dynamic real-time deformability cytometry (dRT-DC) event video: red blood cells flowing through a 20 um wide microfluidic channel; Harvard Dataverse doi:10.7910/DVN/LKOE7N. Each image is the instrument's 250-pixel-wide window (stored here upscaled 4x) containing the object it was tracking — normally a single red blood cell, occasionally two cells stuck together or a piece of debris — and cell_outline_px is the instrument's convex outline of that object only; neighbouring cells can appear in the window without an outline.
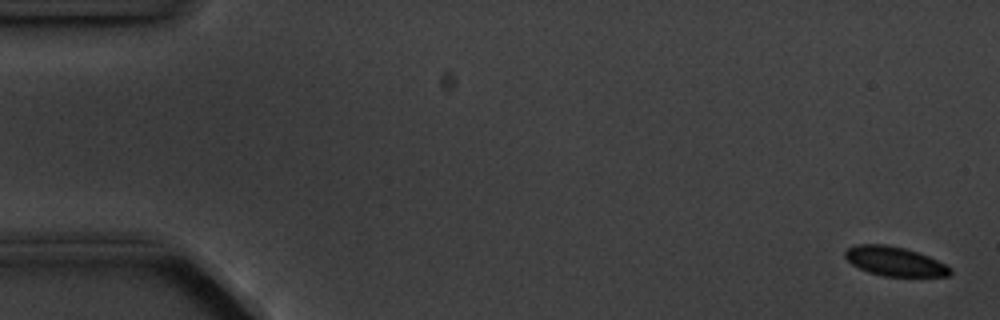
{"species": "common noctule bat (a hibernating species)", "species_latin": "Nyctalus noctula", "temperature_condition": "cold", "stored_images_in_passage": 15, "camera_frame_rate_fps": 3000, "um_per_image_px": 0.085, "animal": {"sex": "male", "body_mass_g": 20.1, "forearm_length_mm": 53.5}, "frame": {"image": 1, "passage_image": 1, "time_ms": 0.0, "image_size_px": [1000, 320], "cell_outline_px": [[952, 272], [948, 276], [884, 276], [868, 272], [852, 264], [844, 256], [844, 252], [848, 248], [856, 244], [884, 244], [904, 248], [928, 256], [952, 268]], "centroid_in_image_um": [76.03, 22.21], "position_along_channel_um": 9.0, "area_um2": 17.74}}
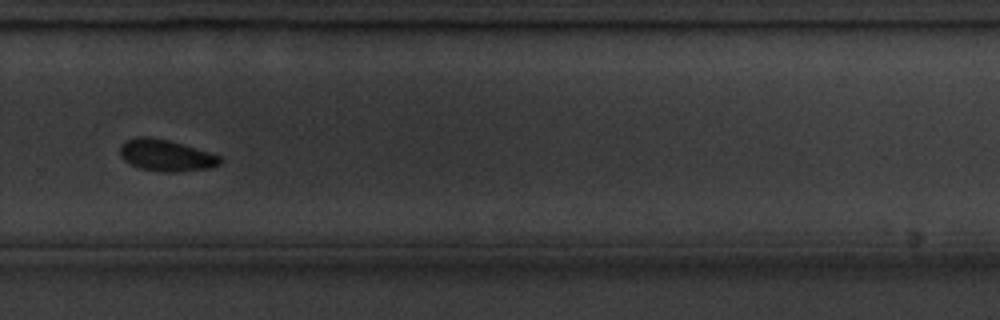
{"frame": {"image": 2, "passage_image": 11, "time_ms": 12.333, "image_size_px": [1000, 320], "cell_outline_px": [[220, 164], [208, 168], [172, 172], [164, 172], [140, 168], [124, 160], [120, 156], [120, 144], [136, 136], [148, 136], [168, 140], [208, 152], [220, 156]], "centroid_in_image_um": [14.06, 13.2], "position_along_channel_um": 315.7, "area_um2": 18.09}}
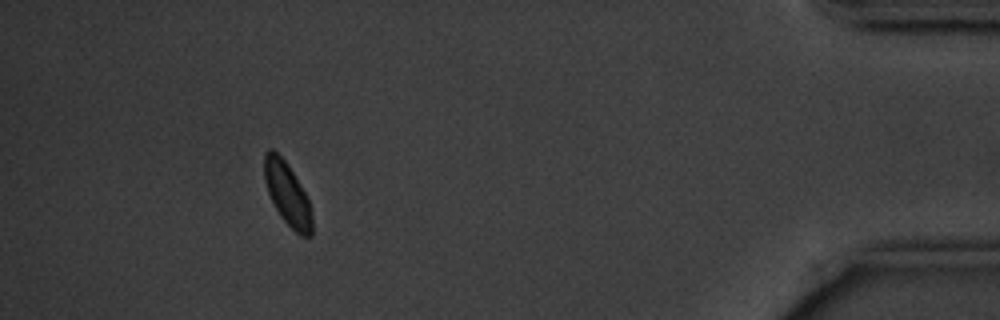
{"frame": {"image": 3, "passage_image": 14, "time_ms": 16.667, "image_size_px": [1000, 320], "cell_outline_px": [[312, 236], [300, 236], [280, 216], [268, 192], [264, 180], [264, 152], [268, 148], [272, 148], [288, 164], [304, 192], [308, 200], [312, 212]], "centroid_in_image_um": [24.42, 16.47], "position_along_channel_um": 410.8, "area_um2": 17.34}}